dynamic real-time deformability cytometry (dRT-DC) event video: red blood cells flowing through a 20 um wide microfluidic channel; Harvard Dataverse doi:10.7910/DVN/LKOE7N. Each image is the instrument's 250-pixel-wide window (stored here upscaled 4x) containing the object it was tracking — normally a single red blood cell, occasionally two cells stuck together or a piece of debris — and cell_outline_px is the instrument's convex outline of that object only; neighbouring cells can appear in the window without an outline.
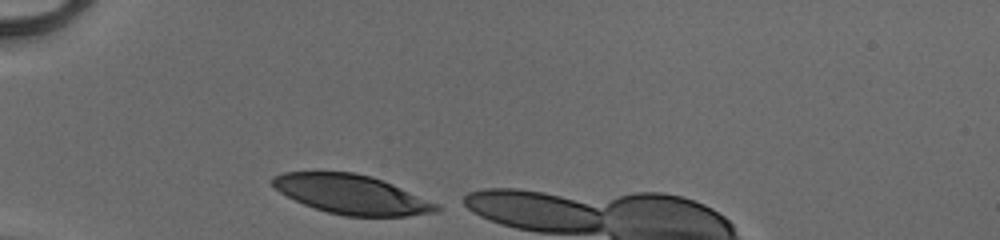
{"species": "human", "species_latin": "Homo sapiens", "temperature_condition": "cold", "stored_images_in_passage": 5, "camera_frame_rate_fps": 3000, "um_per_image_px": 0.085, "donor": {"sex": "male"}, "frame": {"image": 1, "passage_image": 1, "time_ms": 0.0, "image_size_px": [1000, 240], "cell_outline_px": [[440, 208], [436, 212], [408, 216], [344, 216], [328, 212], [304, 204], [280, 192], [272, 184], [272, 176], [284, 172], [352, 172], [372, 176], [392, 184], [440, 204]], "centroid_in_image_um": [29.91, 16.52], "position_along_channel_um": 55.1, "area_um2": 37.22}}